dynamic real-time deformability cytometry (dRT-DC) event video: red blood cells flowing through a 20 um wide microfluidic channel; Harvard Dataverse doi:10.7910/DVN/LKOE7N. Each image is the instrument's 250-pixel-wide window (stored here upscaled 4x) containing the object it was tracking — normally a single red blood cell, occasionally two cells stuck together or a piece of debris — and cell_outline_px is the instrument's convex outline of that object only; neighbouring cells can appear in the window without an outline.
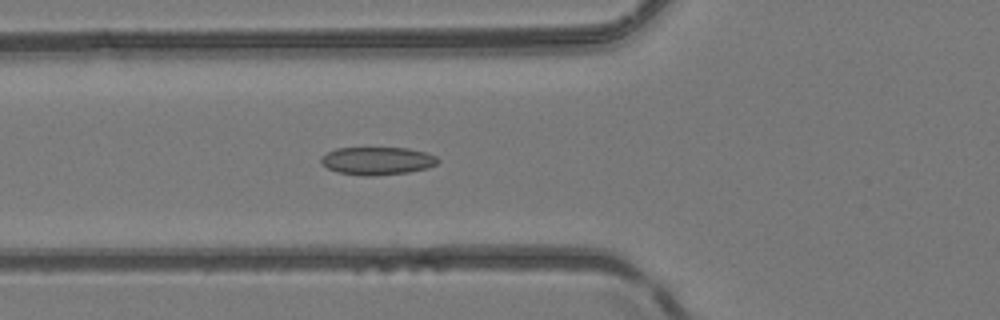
{"species": "common noctule bat (a hibernating species)", "species_latin": "Nyctalus noctula", "temperature_condition": "room temperature", "stored_images_in_passage": 43, "camera_frame_rate_fps": 3000, "um_per_image_px": 0.085, "animal": {"sex": "female", "body_mass_g": 24.6, "forearm_length_mm": 56.2}, "frame": {"image": 1, "passage_image": 12, "time_ms": 3.667, "image_size_px": [1000, 320], "cell_outline_px": [[440, 160], [436, 164], [428, 168], [408, 172], [376, 176], [364, 176], [340, 172], [328, 168], [320, 160], [320, 156], [336, 148], [408, 148], [424, 152], [436, 156]], "centroid_in_image_um": [32.08, 13.67], "position_along_channel_um": 93.7, "area_um2": 18.9}}
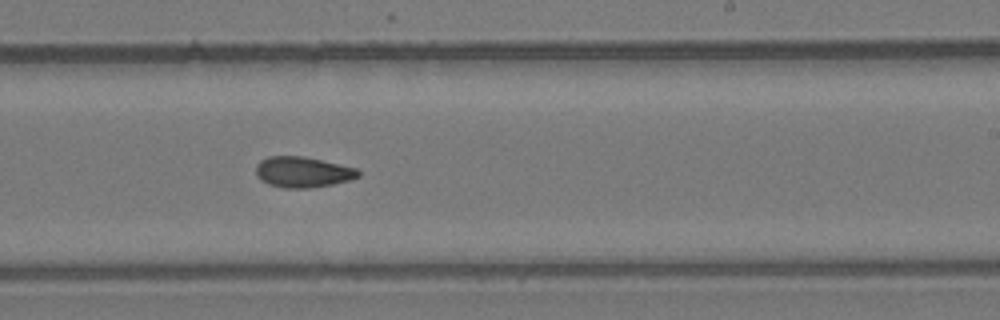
{"frame": {"image": 2, "passage_image": 24, "time_ms": 7.667, "image_size_px": [1000, 320], "cell_outline_px": [[360, 176], [348, 180], [332, 184], [308, 188], [284, 188], [268, 184], [260, 180], [256, 176], [256, 164], [260, 160], [268, 156], [304, 156], [356, 168], [360, 172]], "centroid_in_image_um": [25.69, 14.62], "position_along_channel_um": 263.3, "area_um2": 18.32}}
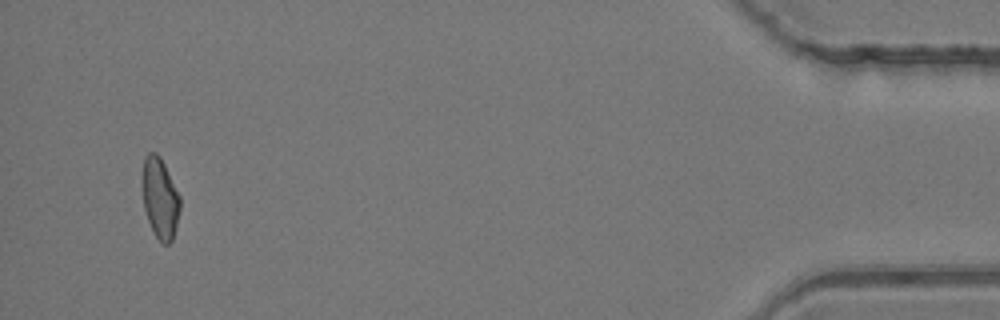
{"frame": {"image": 3, "passage_image": 41, "time_ms": 13.333, "image_size_px": [1000, 320], "cell_outline_px": [[180, 208], [176, 228], [172, 240], [168, 244], [164, 244], [156, 236], [148, 220], [144, 208], [140, 176], [144, 156], [148, 152], [156, 152], [160, 156], [180, 196]], "centroid_in_image_um": [13.57, 16.78], "position_along_channel_um": 421.6, "area_um2": 17.98}, "authors_computed_cell_mechanics": {"area_um2": 18.0336, "velocity_mm_per_s": 4.2275, "shape_relaxation_time_tau1_ms": null, "shape_relaxation_time_tau2_ms": 2.6925, "deformation_change_tau1": null, "deformation_change_tau2": 0.0744}}